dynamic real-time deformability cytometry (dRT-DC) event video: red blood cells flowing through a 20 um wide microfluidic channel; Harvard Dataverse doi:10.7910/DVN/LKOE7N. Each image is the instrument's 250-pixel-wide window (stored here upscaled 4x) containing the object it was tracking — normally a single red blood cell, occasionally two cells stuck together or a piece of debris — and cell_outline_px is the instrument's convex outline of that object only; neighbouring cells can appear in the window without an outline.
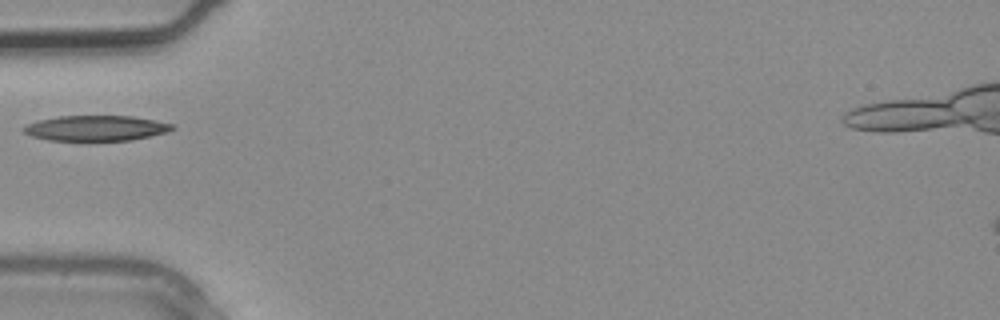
{"species": "common noctule bat (a hibernating species)", "species_latin": "Nyctalus noctula", "temperature_condition": "warm", "stored_images_in_passage": 2, "camera_frame_rate_fps": 3000, "um_per_image_px": 0.085, "animal": {"sex": "male", "body_mass_g": 20.4}, "frame": {"image": 1, "passage_image": 2, "time_ms": 0.333, "image_size_px": [1000, 320], "cell_outline_px": [[176, 128], [168, 132], [132, 140], [48, 140], [32, 136], [24, 132], [20, 128], [28, 124], [40, 120], [60, 116], [132, 116], [156, 120], [172, 124]], "centroid_in_image_um": [8.19, 10.89], "position_along_channel_um": 76.8, "area_um2": 21.85}}